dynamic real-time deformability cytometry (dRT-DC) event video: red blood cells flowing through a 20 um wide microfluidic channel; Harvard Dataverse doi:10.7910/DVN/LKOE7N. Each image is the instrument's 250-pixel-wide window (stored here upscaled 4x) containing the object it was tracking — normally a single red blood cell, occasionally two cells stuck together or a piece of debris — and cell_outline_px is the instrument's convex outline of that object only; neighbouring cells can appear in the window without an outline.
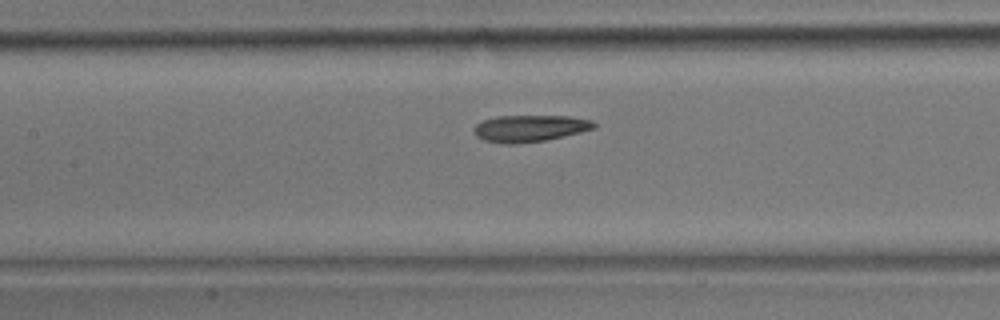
{"species": "common noctule bat (a hibernating species)", "species_latin": "Nyctalus noctula", "temperature_condition": "room temperature", "stored_images_in_passage": 21, "camera_frame_rate_fps": 3000, "um_per_image_px": 0.085, "animal": {"sex": "male", "body_mass_g": 17.9}, "frame": {"image": 1, "passage_image": 7, "time_ms": 2.0, "image_size_px": [1000, 320], "cell_outline_px": [[596, 128], [548, 140], [516, 144], [504, 144], [484, 140], [476, 136], [476, 124], [484, 120], [496, 116], [568, 116], [592, 120], [596, 124]], "centroid_in_image_um": [45.07, 10.91], "position_along_channel_um": 162.3, "area_um2": 18.67}}
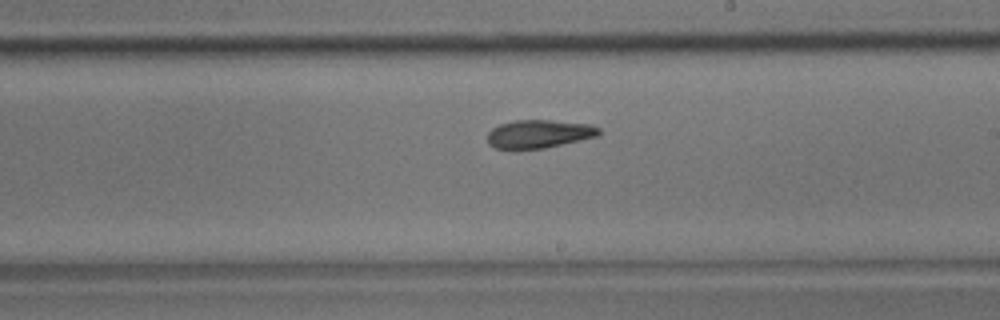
{"frame": {"image": 2, "passage_image": 12, "time_ms": 3.667, "image_size_px": [1000, 320], "cell_outline_px": [[600, 136], [544, 148], [516, 152], [512, 152], [496, 148], [488, 144], [488, 132], [492, 128], [500, 124], [516, 120], [552, 120], [592, 124], [600, 128]], "centroid_in_image_um": [45.79, 11.42], "position_along_channel_um": 243.2, "area_um2": 19.07}}
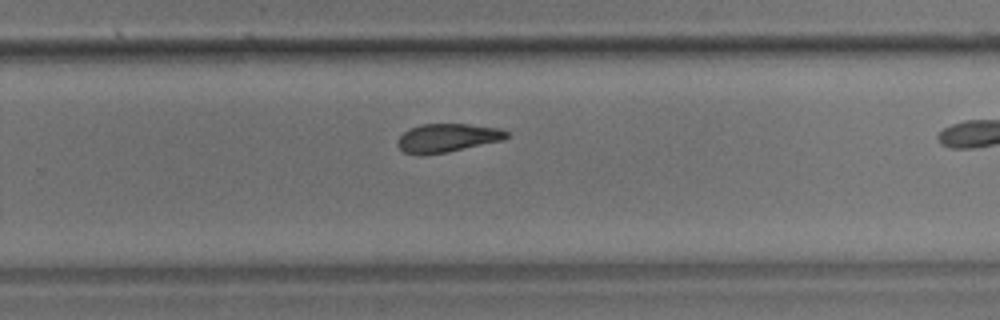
{"frame": {"image": 3, "passage_image": 15, "time_ms": 4.667, "image_size_px": [1000, 320], "cell_outline_px": [[508, 136], [504, 140], [448, 152], [420, 156], [404, 152], [396, 144], [396, 140], [404, 132], [420, 124], [468, 124], [500, 128], [508, 132]], "centroid_in_image_um": [38.01, 11.73], "position_along_channel_um": 291.8, "area_um2": 18.26}}